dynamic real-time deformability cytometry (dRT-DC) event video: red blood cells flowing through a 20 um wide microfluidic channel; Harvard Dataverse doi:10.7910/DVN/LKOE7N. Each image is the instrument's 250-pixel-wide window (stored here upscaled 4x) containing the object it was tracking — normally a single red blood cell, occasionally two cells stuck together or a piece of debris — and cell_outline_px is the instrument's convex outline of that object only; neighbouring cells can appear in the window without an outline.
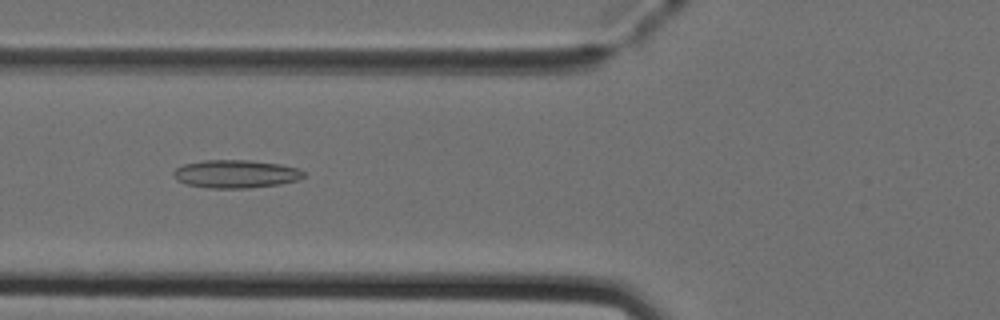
{"species": "Egyptian fruit bat (a non-hibernating species)", "species_latin": "Rousettus aegyptiacus", "temperature_condition": "cold", "stored_images_in_passage": 38, "camera_frame_rate_fps": 3000, "um_per_image_px": 0.085, "animal": {"sex": "female"}, "frame": {"image": 1, "passage_image": 7, "time_ms": 2.0, "image_size_px": [1000, 320], "cell_outline_px": [[304, 176], [300, 180], [280, 184], [248, 188], [208, 188], [188, 184], [176, 180], [172, 176], [172, 172], [176, 168], [184, 164], [204, 160], [252, 160], [280, 164], [296, 168], [304, 172]], "centroid_in_image_um": [20.03, 14.78], "position_along_channel_um": 105.8, "area_um2": 21.39}}
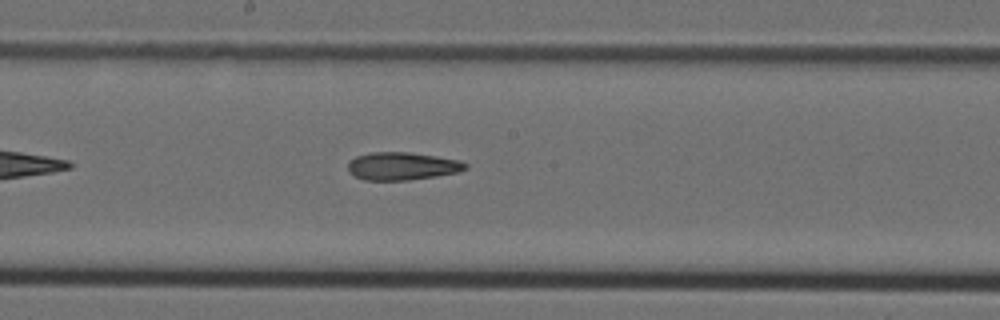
{"frame": {"image": 2, "passage_image": 15, "time_ms": 4.667, "image_size_px": [1000, 320], "cell_outline_px": [[468, 168], [460, 172], [436, 176], [408, 180], [364, 180], [348, 172], [348, 164], [356, 156], [372, 152], [408, 152], [436, 156], [460, 160], [468, 164]], "centroid_in_image_um": [34.22, 14.12], "position_along_channel_um": 214.0, "area_um2": 19.07}}
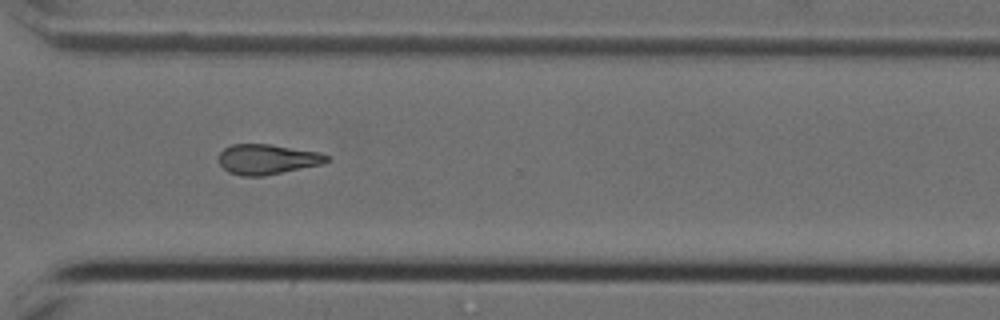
{"frame": {"image": 3, "passage_image": 25, "time_ms": 8.0, "image_size_px": [1000, 320], "cell_outline_px": [[332, 160], [320, 164], [264, 176], [240, 176], [228, 172], [220, 164], [220, 152], [224, 148], [232, 144], [268, 144], [320, 152], [328, 156]], "centroid_in_image_um": [22.71, 13.54], "position_along_channel_um": 347.9, "area_um2": 18.84}, "authors_computed_cell_mechanics": {"area_um2": 19.074, "velocity_mm_per_s": 4.0404, "shape_relaxation_time_tau1_ms": null, "shape_relaxation_time_tau2_ms": 6.9893, "deformation_change_tau1": null, "deformation_change_tau2": 0.1847}}